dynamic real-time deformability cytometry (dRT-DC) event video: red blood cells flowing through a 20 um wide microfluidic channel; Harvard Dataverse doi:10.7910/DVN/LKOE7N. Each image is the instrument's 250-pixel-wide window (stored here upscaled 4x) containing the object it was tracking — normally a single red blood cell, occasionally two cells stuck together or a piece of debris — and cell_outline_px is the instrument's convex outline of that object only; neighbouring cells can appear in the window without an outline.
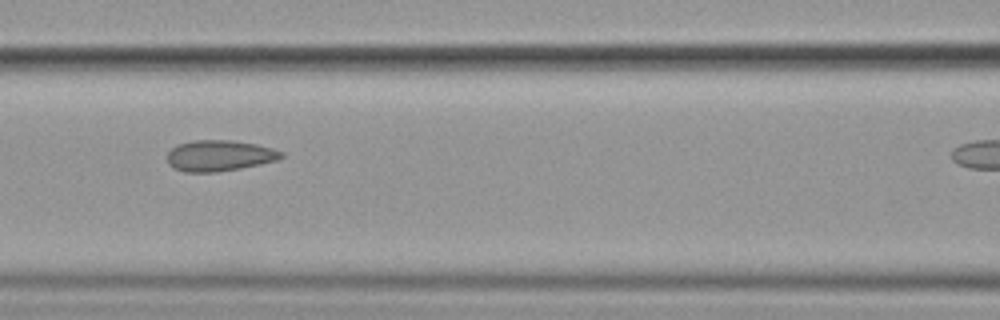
{"species": "common noctule bat (a hibernating species)", "species_latin": "Nyctalus noctula", "temperature_condition": "cold", "stored_images_in_passage": 4, "camera_frame_rate_fps": 3000, "um_per_image_px": 0.085, "animal": {"sex": "female", "body_mass_g": 19.9}, "frame": {"image": 1, "passage_image": 3, "time_ms": 2.333, "image_size_px": [1000, 320], "cell_outline_px": [[284, 156], [276, 160], [260, 164], [240, 168], [216, 172], [184, 172], [168, 164], [168, 152], [176, 144], [192, 140], [232, 140], [256, 144], [272, 148], [284, 152]], "centroid_in_image_um": [18.64, 13.22], "position_along_channel_um": 148.0, "area_um2": 20.58}}